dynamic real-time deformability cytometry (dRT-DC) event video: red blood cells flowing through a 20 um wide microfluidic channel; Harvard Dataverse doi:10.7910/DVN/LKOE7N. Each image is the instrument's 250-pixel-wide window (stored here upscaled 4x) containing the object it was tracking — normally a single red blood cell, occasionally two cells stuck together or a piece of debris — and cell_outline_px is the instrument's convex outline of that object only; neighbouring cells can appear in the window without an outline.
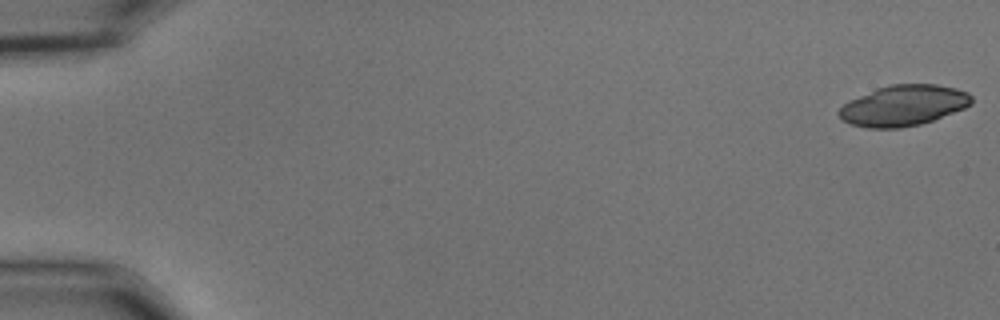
{"species": "common noctule bat (a hibernating species)", "species_latin": "Nyctalus noctula", "temperature_condition": "cold", "stored_images_in_passage": 55, "camera_frame_rate_fps": 3000, "um_per_image_px": 0.085, "animal": {"sex": "male", "body_mass_g": 15.6}, "frame": {"image": 1, "passage_image": 1, "time_ms": 0.0, "image_size_px": [1000, 320], "cell_outline_px": [[972, 104], [964, 108], [932, 120], [920, 124], [900, 128], [868, 128], [852, 124], [844, 120], [836, 112], [848, 100], [876, 88], [888, 84], [936, 84], [956, 88], [968, 92], [972, 96]], "centroid_in_image_um": [76.79, 8.95], "position_along_channel_um": 8.2, "area_um2": 31.44}}